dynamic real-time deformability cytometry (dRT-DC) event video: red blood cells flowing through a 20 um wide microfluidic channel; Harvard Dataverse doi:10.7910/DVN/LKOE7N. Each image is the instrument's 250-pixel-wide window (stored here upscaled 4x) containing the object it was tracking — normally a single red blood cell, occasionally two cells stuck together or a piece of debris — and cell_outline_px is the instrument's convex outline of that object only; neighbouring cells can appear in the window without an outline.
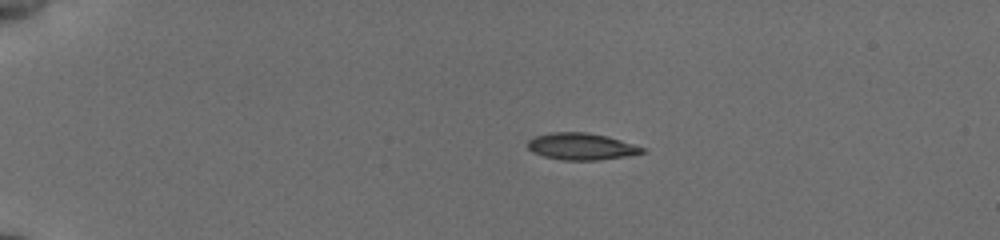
{"species": "common noctule bat (a hibernating species)", "species_latin": "Nyctalus noctula", "temperature_condition": "cold", "stored_images_in_passage": 3, "camera_frame_rate_fps": 3000, "um_per_image_px": 0.085, "animal": {"sex": "female", "body_mass_g": 19.5, "forearm_length_mm": 54.1}, "frame": {"image": 1, "passage_image": 1, "time_ms": 0.0, "image_size_px": [1000, 240], "cell_outline_px": [[648, 152], [600, 160], [560, 160], [544, 156], [532, 152], [528, 148], [528, 140], [536, 136], [552, 132], [588, 132], [608, 136], [644, 148]], "centroid_in_image_um": [49.4, 12.45], "position_along_channel_um": 35.6, "area_um2": 17.86}}